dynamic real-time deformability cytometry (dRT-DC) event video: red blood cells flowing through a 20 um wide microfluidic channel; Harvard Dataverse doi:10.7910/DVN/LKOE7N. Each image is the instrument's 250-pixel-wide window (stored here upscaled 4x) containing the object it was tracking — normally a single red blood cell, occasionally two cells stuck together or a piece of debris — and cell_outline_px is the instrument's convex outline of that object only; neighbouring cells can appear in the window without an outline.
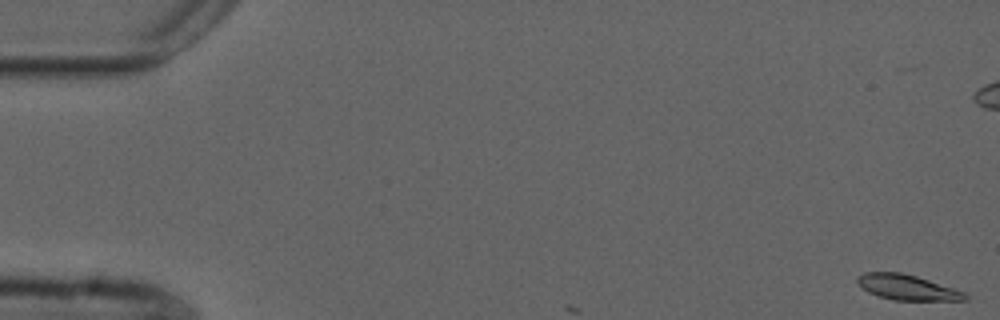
{"species": "common noctule bat (a hibernating species)", "species_latin": "Nyctalus noctula", "temperature_condition": "cold", "stored_images_in_passage": 5, "camera_frame_rate_fps": 3000, "um_per_image_px": 0.085, "animal": {"sex": "male", "forearm_length_mm": 52.5}, "frame": {"image": 1, "passage_image": 1, "time_ms": 0.0, "image_size_px": [1000, 320], "cell_outline_px": [[968, 300], [896, 300], [880, 296], [868, 292], [856, 280], [856, 276], [864, 272], [900, 272], [916, 276], [964, 292], [968, 296]], "centroid_in_image_um": [77.09, 24.42], "position_along_channel_um": 7.9, "area_um2": 15.55}}